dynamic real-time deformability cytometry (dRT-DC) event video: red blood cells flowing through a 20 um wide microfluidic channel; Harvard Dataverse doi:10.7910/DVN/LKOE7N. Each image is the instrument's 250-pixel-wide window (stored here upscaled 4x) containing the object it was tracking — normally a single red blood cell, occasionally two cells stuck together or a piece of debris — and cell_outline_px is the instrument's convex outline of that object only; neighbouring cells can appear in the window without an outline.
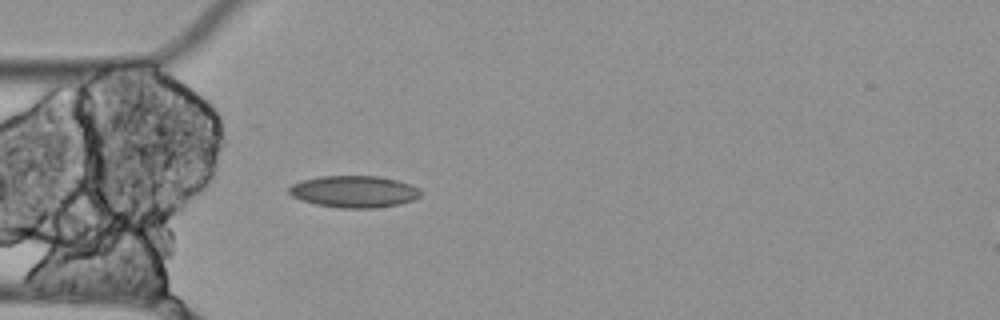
{"species": "Egyptian fruit bat (a non-hibernating species)", "species_latin": "Rousettus aegyptiacus", "temperature_condition": "cold", "stored_images_in_passage": 3, "camera_frame_rate_fps": 3000, "um_per_image_px": 0.085, "animal": {"sex": "female"}, "frame": {"image": 1, "passage_image": 3, "time_ms": 0.667, "image_size_px": [1000, 320], "cell_outline_px": [[420, 196], [412, 200], [400, 204], [376, 208], [340, 208], [316, 204], [300, 200], [292, 196], [288, 192], [288, 188], [292, 184], [300, 180], [320, 176], [376, 176], [396, 180], [408, 184], [416, 188], [420, 192]], "centroid_in_image_um": [30.03, 16.29], "position_along_channel_um": 55.0, "area_um2": 24.33}}